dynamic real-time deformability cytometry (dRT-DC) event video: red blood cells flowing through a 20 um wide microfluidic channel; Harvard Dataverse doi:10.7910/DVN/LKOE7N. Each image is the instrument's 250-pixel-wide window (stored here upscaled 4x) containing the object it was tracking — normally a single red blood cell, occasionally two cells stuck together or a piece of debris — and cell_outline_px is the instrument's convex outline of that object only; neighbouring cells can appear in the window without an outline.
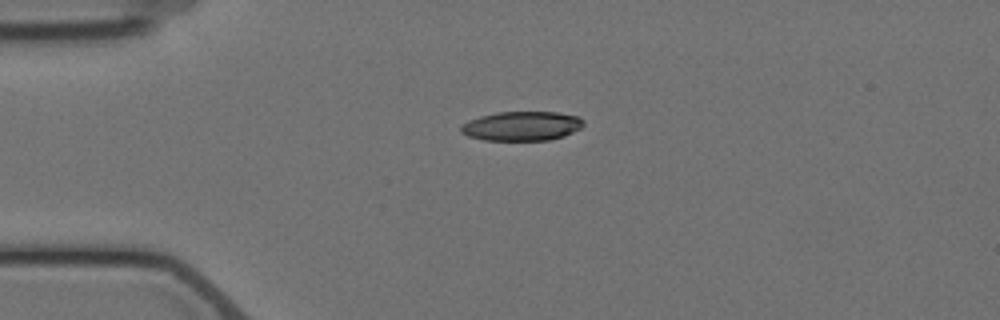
{"species": "Egyptian fruit bat (a non-hibernating species)", "species_latin": "Rousettus aegyptiacus", "temperature_condition": "cold", "stored_images_in_passage": 5, "camera_frame_rate_fps": 3000, "um_per_image_px": 0.085, "animal": {"sex": "female"}, "frame": {"image": 1, "passage_image": 1, "time_ms": 0.0, "image_size_px": [1000, 320], "cell_outline_px": [[584, 124], [580, 128], [564, 136], [548, 140], [484, 140], [468, 136], [460, 132], [460, 124], [468, 120], [480, 116], [496, 112], [556, 112], [580, 116], [584, 120]], "centroid_in_image_um": [44.33, 10.7], "position_along_channel_um": 40.7, "area_um2": 21.1}}
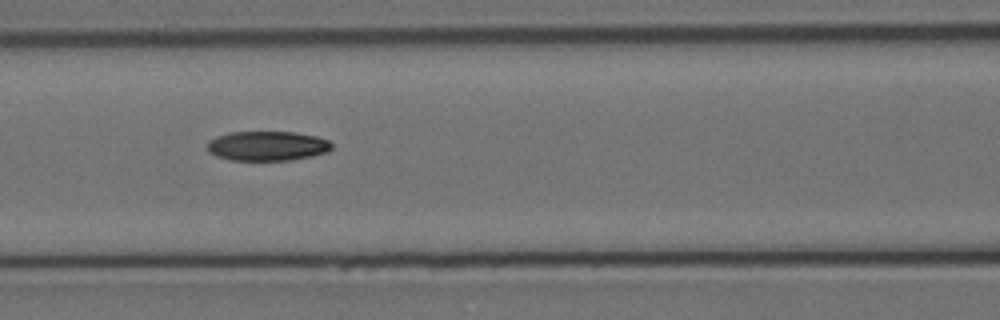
{"frame": {"image": 2, "passage_image": 4, "time_ms": 3.667, "image_size_px": [1000, 320], "cell_outline_px": [[332, 148], [328, 152], [312, 156], [292, 160], [228, 160], [216, 156], [208, 152], [208, 140], [216, 136], [228, 132], [296, 132], [316, 136], [328, 140], [332, 144]], "centroid_in_image_um": [22.71, 12.4], "position_along_channel_um": 143.9, "area_um2": 21.68}}
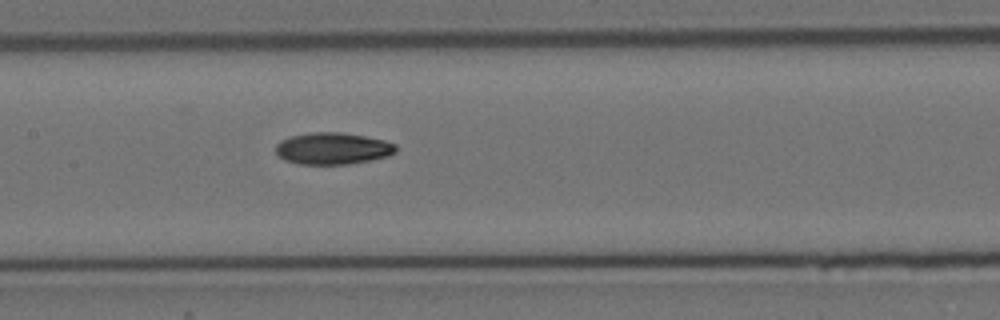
{"frame": {"image": 3, "passage_image": 5, "time_ms": 4.667, "image_size_px": [1000, 320], "cell_outline_px": [[396, 152], [388, 156], [348, 164], [300, 164], [284, 160], [276, 152], [276, 144], [280, 140], [292, 136], [308, 132], [340, 132], [364, 136], [384, 140], [396, 144]], "centroid_in_image_um": [28.27, 12.61], "position_along_channel_um": 179.1, "area_um2": 22.2}}